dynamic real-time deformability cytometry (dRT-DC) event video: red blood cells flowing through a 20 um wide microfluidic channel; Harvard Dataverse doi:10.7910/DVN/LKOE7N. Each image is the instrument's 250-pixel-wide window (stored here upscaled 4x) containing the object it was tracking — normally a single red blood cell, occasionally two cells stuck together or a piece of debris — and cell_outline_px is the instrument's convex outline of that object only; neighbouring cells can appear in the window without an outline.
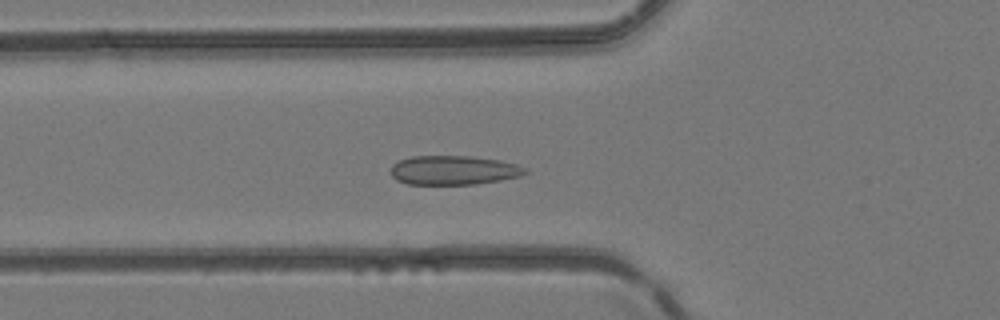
{"species": "common noctule bat (a hibernating species)", "species_latin": "Nyctalus noctula", "temperature_condition": "room temperature", "stored_images_in_passage": 31, "camera_frame_rate_fps": 3000, "um_per_image_px": 0.085, "animal": {"sex": "female", "body_mass_g": 24.6, "forearm_length_mm": 56.2}, "frame": {"image": 1, "passage_image": 17, "time_ms": 5.333, "image_size_px": [1000, 320], "cell_outline_px": [[528, 172], [520, 176], [500, 180], [476, 184], [408, 184], [396, 180], [392, 176], [392, 164], [400, 160], [412, 156], [468, 156], [500, 160], [516, 164], [528, 168]], "centroid_in_image_um": [38.58, 14.47], "position_along_channel_um": 87.2, "area_um2": 22.83}}
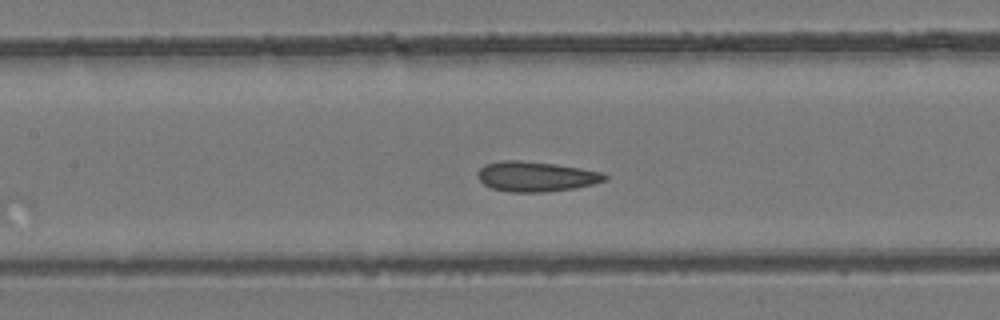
{"frame": {"image": 2, "passage_image": 22, "time_ms": 7.0, "image_size_px": [1000, 320], "cell_outline_px": [[608, 180], [576, 188], [544, 192], [508, 192], [492, 188], [484, 184], [476, 176], [476, 172], [484, 164], [500, 160], [520, 160], [556, 164], [580, 168], [600, 172], [608, 176]], "centroid_in_image_um": [45.52, 15.0], "position_along_channel_um": 161.9, "area_um2": 22.43}}
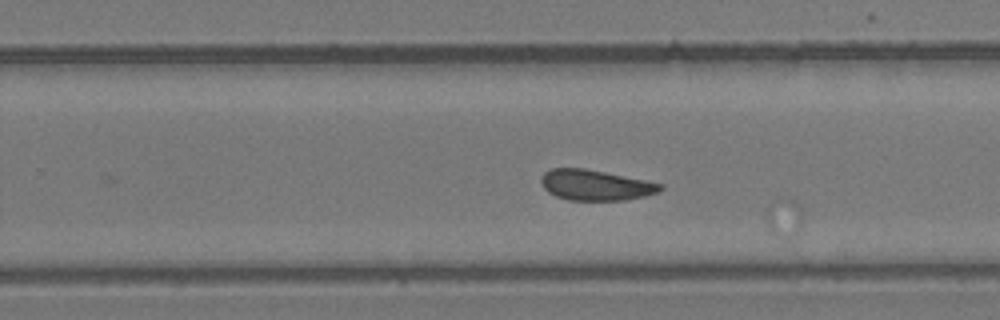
{"frame": {"image": 3, "passage_image": 30, "time_ms": 9.667, "image_size_px": [1000, 320], "cell_outline_px": [[664, 188], [660, 192], [644, 196], [624, 200], [568, 200], [556, 196], [548, 192], [544, 188], [540, 180], [540, 176], [544, 172], [552, 168], [584, 168], [664, 184]], "centroid_in_image_um": [50.61, 15.73], "position_along_channel_um": 279.2, "area_um2": 21.21}}